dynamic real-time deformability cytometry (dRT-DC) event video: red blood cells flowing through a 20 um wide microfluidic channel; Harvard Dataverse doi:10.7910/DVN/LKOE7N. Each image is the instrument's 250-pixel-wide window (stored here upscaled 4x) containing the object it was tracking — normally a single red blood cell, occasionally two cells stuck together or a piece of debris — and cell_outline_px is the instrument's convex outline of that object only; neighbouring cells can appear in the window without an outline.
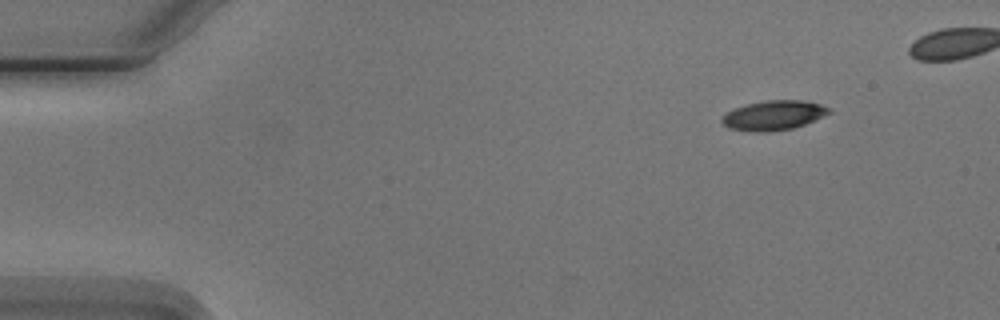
{"species": "Egyptian fruit bat (a non-hibernating species)", "species_latin": "Rousettus aegyptiacus", "temperature_condition": "cold", "stored_images_in_passage": 5, "camera_frame_rate_fps": 3000, "um_per_image_px": 0.085, "animal": {"sex": "male"}, "frame": {"image": 1, "passage_image": 1, "time_ms": 0.0, "image_size_px": [1000, 320], "cell_outline_px": [[832, 112], [804, 124], [792, 128], [764, 132], [752, 132], [728, 128], [720, 120], [728, 112], [736, 108], [748, 104], [768, 100], [804, 100], [820, 104], [828, 108]], "centroid_in_image_um": [65.75, 9.8], "position_along_channel_um": 19.2, "area_um2": 18.15}}